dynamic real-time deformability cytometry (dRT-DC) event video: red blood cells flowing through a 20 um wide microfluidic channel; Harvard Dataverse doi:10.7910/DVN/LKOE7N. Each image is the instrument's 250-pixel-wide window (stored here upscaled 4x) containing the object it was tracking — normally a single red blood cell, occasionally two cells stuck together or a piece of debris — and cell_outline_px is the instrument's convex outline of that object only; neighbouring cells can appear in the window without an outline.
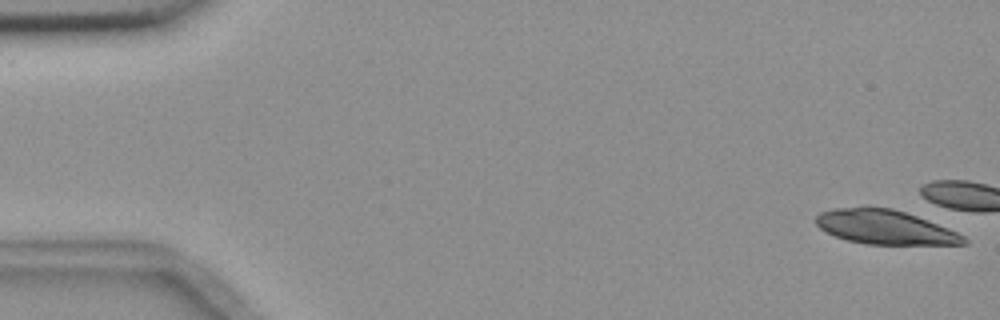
{"species": "common noctule bat (a hibernating species)", "species_latin": "Nyctalus noctula", "temperature_condition": "room temperature", "stored_images_in_passage": 7, "camera_frame_rate_fps": 3000, "um_per_image_px": 0.085, "animal": {"sex": "female", "body_mass_g": 18.4}, "frame": {"image": 1, "passage_image": 1, "time_ms": 0.0, "image_size_px": [1000, 320], "cell_outline_px": [[968, 244], [864, 244], [848, 240], [836, 236], [820, 228], [816, 224], [816, 216], [820, 212], [832, 208], [868, 204], [892, 208], [916, 216], [956, 232], [964, 236], [968, 240]], "centroid_in_image_um": [75.16, 19.27], "position_along_channel_um": 9.8, "area_um2": 29.71}}
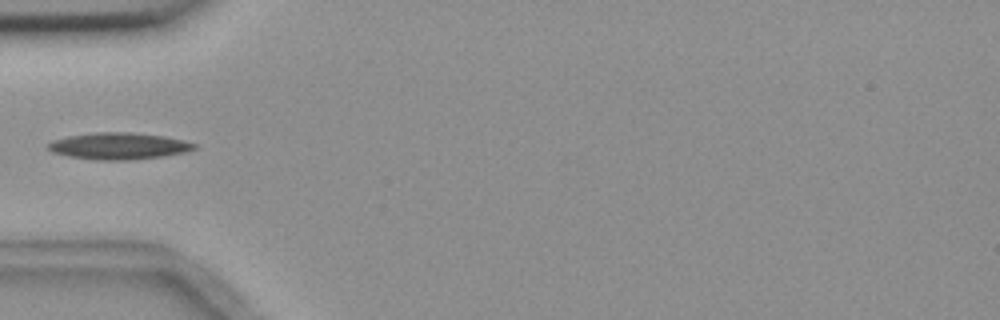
{"frame": {"image": 2, "passage_image": 6, "time_ms": 6.667, "image_size_px": [1000, 320], "cell_outline_px": [[196, 148], [188, 152], [164, 156], [128, 160], [92, 160], [68, 156], [52, 152], [48, 148], [48, 144], [52, 140], [68, 136], [96, 132], [128, 132], [164, 136], [184, 140], [196, 144]], "centroid_in_image_um": [10.1, 12.42], "position_along_channel_um": 74.9, "area_um2": 22.83}}